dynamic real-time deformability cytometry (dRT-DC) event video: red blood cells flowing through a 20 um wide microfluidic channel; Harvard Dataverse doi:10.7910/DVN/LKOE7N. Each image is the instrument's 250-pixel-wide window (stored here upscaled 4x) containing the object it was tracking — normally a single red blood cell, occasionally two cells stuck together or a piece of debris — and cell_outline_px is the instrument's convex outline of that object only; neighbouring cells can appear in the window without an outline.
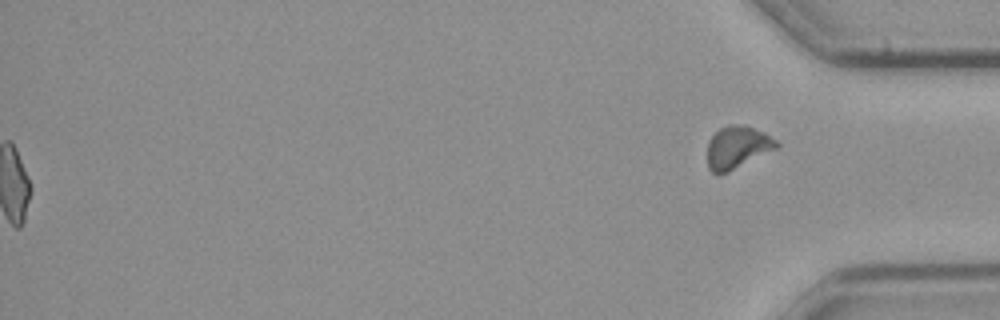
{"species": "common noctule bat (a hibernating species)", "species_latin": "Nyctalus noctula", "temperature_condition": "cold", "stored_images_in_passage": 55, "segment_of_instrument_passage": [2, 2], "camera_frame_rate_fps": 3000, "um_per_image_px": 0.085, "animal": {"sex": "male", "body_mass_g": 23.1, "forearm_length_mm": 52.7}, "frame": {"image": 1, "passage_image": 55, "time_ms": 18.0, "image_size_px": [1000, 320], "cell_outline_px": [[780, 144], [776, 148], [728, 172], [712, 172], [708, 168], [708, 140], [720, 128], [728, 124], [744, 124], [764, 132], [776, 140]], "centroid_in_image_um": [62.67, 12.48], "position_along_channel_um": 372.5, "area_um2": 16.88}}